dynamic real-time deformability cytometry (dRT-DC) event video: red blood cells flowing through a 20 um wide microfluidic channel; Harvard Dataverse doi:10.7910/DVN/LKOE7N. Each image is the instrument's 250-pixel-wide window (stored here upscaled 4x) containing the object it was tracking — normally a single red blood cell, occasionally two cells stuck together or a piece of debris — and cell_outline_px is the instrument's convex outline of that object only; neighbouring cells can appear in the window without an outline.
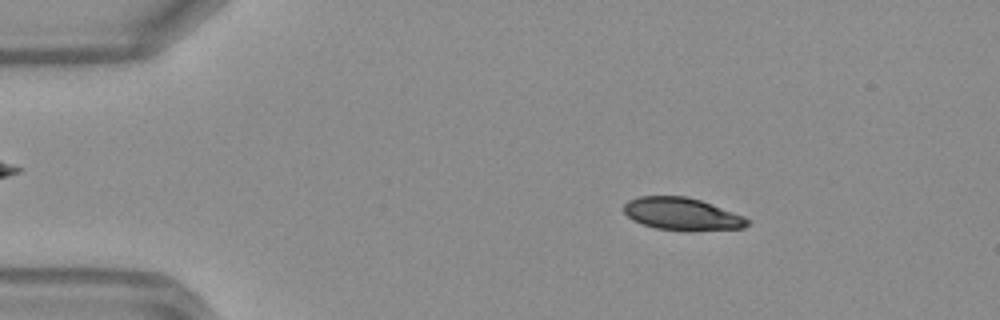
{"species": "Egyptian fruit bat (a non-hibernating species)", "species_latin": "Rousettus aegyptiacus", "temperature_condition": "warm", "stored_images_in_passage": 41, "camera_frame_rate_fps": 3000, "um_per_image_px": 0.085, "frame": {"image": 1, "passage_image": 1, "time_ms": 0.0, "image_size_px": [1000, 320], "cell_outline_px": [[752, 220], [744, 228], [688, 232], [656, 228], [632, 220], [624, 212], [624, 204], [628, 200], [636, 196], [688, 196], [700, 200], [744, 216]], "centroid_in_image_um": [57.99, 18.2], "position_along_channel_um": 27.0, "area_um2": 23.7}}
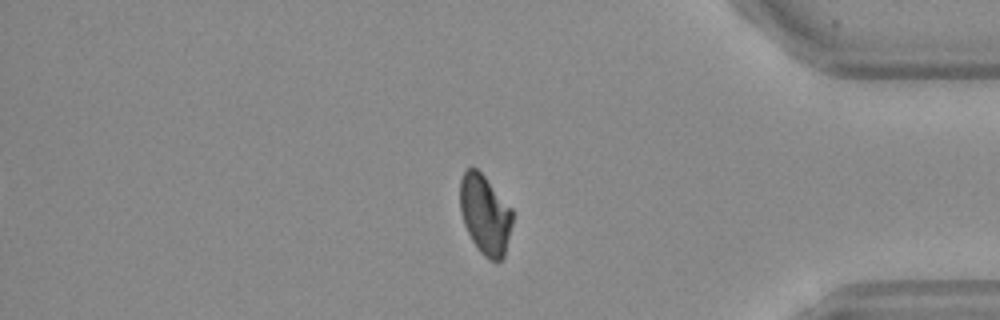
{"frame": {"image": 2, "passage_image": 34, "time_ms": 11.0, "image_size_px": [1000, 320], "cell_outline_px": [[512, 224], [504, 256], [500, 260], [488, 260], [480, 252], [472, 240], [464, 224], [460, 212], [460, 180], [464, 172], [468, 168], [476, 168], [484, 176], [512, 208]], "centroid_in_image_um": [41.22, 18.24], "position_along_channel_um": 394.0, "area_um2": 24.1}}
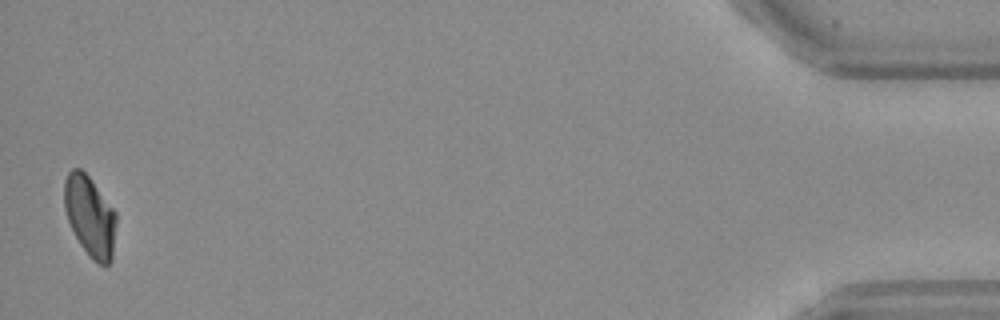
{"frame": {"image": 3, "passage_image": 41, "time_ms": 13.333, "image_size_px": [1000, 320], "cell_outline_px": [[116, 220], [112, 260], [104, 268], [92, 260], [80, 244], [68, 220], [64, 208], [64, 180], [68, 172], [72, 168], [80, 168], [88, 176], [116, 212]], "centroid_in_image_um": [7.64, 18.4], "position_along_channel_um": 427.6, "area_um2": 24.33}, "authors_computed_cell_mechanics": {"area_um2": 24.9118, "velocity_mm_per_s": 4.1673, "shape_relaxation_time_tau1_ms": 4.4482, "shape_relaxation_time_tau2_ms": 2.8655, "deformation_change_tau1": 0.1507, "deformation_change_tau2": 0.0677}}